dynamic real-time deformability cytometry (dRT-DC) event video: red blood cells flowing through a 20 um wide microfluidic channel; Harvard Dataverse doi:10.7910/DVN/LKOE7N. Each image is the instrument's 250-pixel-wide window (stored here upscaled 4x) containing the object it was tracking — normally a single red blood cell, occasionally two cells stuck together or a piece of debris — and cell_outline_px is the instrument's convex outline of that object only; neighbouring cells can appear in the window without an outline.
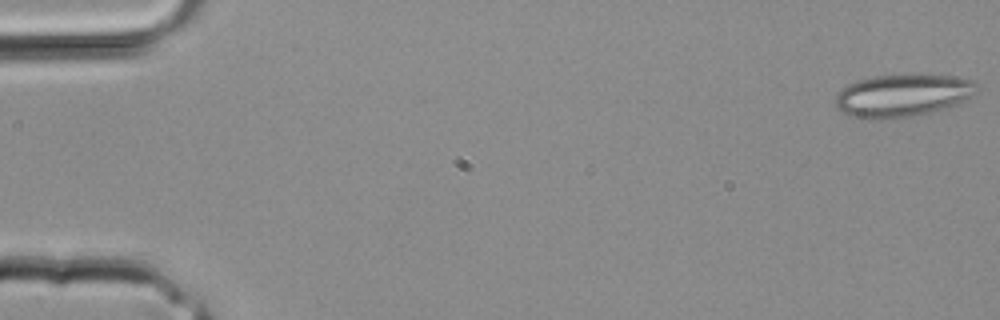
{"species": "common noctule bat (a hibernating species)", "species_latin": "Nyctalus noctula", "temperature_condition": "room temperature", "stored_images_in_passage": 35, "camera_frame_rate_fps": 3000, "um_per_image_px": 0.085, "animal": {"sex": "male", "body_mass_g": 20.4}, "frame": {"image": 1, "passage_image": 1, "time_ms": 0.0, "image_size_px": [1000, 320], "cell_outline_px": [[980, 92], [960, 104], [912, 116], [872, 120], [868, 120], [848, 116], [836, 104], [836, 96], [848, 84], [860, 80], [876, 76], [956, 76], [972, 80], [980, 84]], "centroid_in_image_um": [76.81, 8.14], "position_along_channel_um": 8.2, "area_um2": 34.85}}
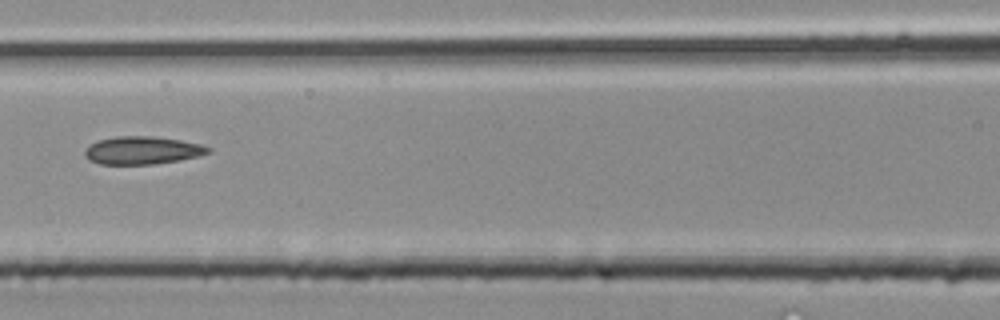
{"frame": {"image": 2, "passage_image": 16, "time_ms": 5.0, "image_size_px": [1000, 320], "cell_outline_px": [[212, 152], [180, 160], [156, 164], [100, 164], [88, 160], [84, 156], [84, 152], [96, 140], [116, 136], [152, 136], [180, 140], [200, 144], [212, 148]], "centroid_in_image_um": [12.1, 12.78], "position_along_channel_um": 154.5, "area_um2": 20.06}}
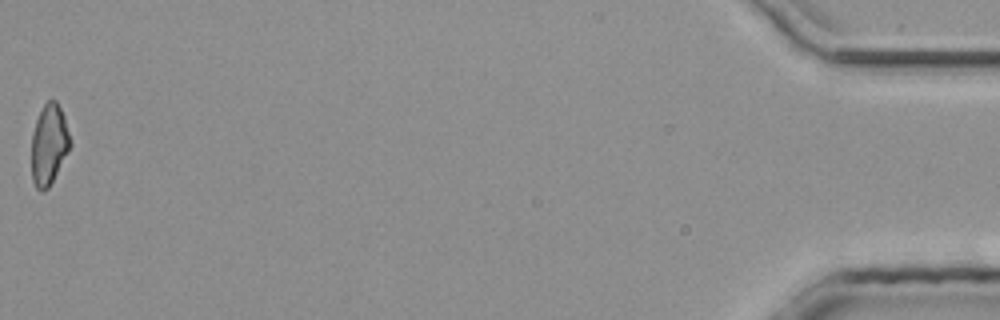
{"frame": {"image": 3, "passage_image": 35, "time_ms": 11.333, "image_size_px": [1000, 320], "cell_outline_px": [[72, 144], [68, 152], [48, 188], [44, 192], [40, 192], [36, 188], [32, 180], [32, 132], [36, 120], [44, 104], [52, 96], [56, 100], [64, 116], [72, 140]], "centroid_in_image_um": [4.17, 12.27], "position_along_channel_um": 431.0, "area_um2": 18.32}}